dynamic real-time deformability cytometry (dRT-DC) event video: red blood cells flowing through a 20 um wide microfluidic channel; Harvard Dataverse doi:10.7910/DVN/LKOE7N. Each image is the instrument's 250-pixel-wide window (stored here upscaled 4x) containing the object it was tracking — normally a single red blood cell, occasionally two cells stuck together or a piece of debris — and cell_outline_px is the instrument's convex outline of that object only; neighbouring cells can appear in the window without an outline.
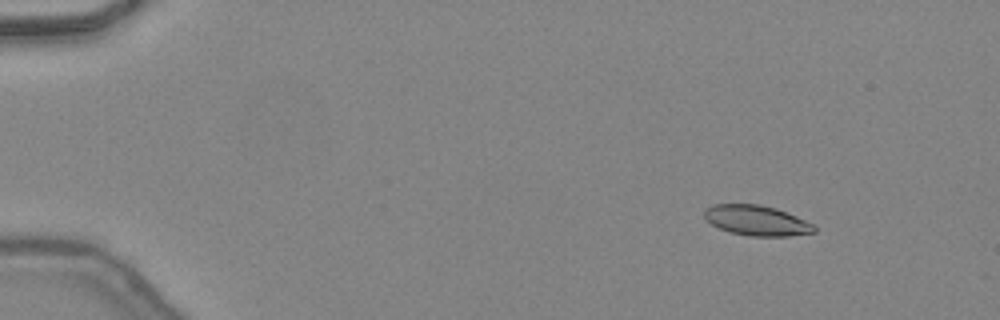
{"species": "common noctule bat (a hibernating species)", "species_latin": "Nyctalus noctula", "temperature_condition": "warm", "stored_images_in_passage": 43, "camera_frame_rate_fps": 3000, "um_per_image_px": 0.085, "animal": {"sex": "female", "body_mass_g": 24.6, "forearm_length_mm": 56.2}, "frame": {"image": 1, "passage_image": 2, "time_ms": 0.333, "image_size_px": [1000, 320], "cell_outline_px": [[816, 232], [788, 236], [748, 236], [728, 232], [712, 224], [704, 216], [704, 208], [712, 204], [760, 204], [776, 208], [816, 224]], "centroid_in_image_um": [64.33, 18.74], "position_along_channel_um": 20.7, "area_um2": 19.54}}
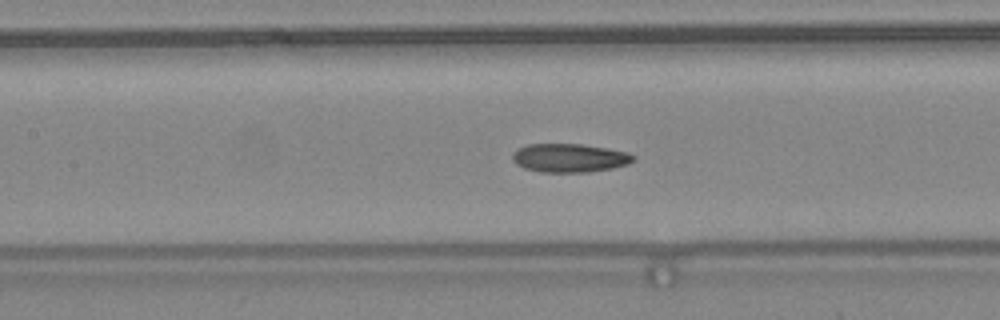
{"frame": {"image": 2, "passage_image": 19, "time_ms": 6.0, "image_size_px": [1000, 320], "cell_outline_px": [[636, 160], [628, 164], [612, 168], [588, 172], [540, 172], [524, 168], [516, 164], [512, 160], [512, 152], [528, 144], [580, 144], [608, 148], [628, 152], [636, 156]], "centroid_in_image_um": [48.43, 13.42], "position_along_channel_um": 159.0, "area_um2": 20.29}}
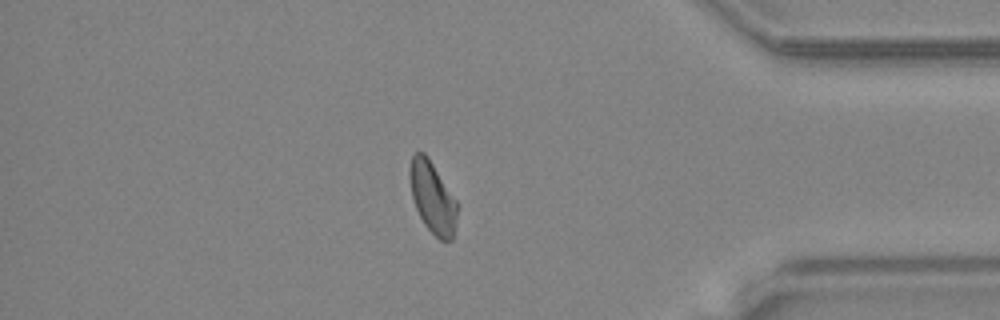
{"frame": {"image": 3, "passage_image": 37, "time_ms": 12.0, "image_size_px": [1000, 320], "cell_outline_px": [[456, 220], [452, 240], [440, 240], [424, 224], [416, 208], [412, 196], [408, 176], [408, 168], [412, 156], [416, 152], [424, 152], [428, 156], [456, 200]], "centroid_in_image_um": [36.73, 16.74], "position_along_channel_um": 398.5, "area_um2": 19.59}, "authors_computed_cell_mechanics": {"area_um2": 20.1722, "velocity_mm_per_s": 4.4393, "shape_relaxation_time_tau1_ms": 8.584, "shape_relaxation_time_tau2_ms": 3.9937, "deformation_change_tau1": 0.2318, "deformation_change_tau2": 0.1166}}